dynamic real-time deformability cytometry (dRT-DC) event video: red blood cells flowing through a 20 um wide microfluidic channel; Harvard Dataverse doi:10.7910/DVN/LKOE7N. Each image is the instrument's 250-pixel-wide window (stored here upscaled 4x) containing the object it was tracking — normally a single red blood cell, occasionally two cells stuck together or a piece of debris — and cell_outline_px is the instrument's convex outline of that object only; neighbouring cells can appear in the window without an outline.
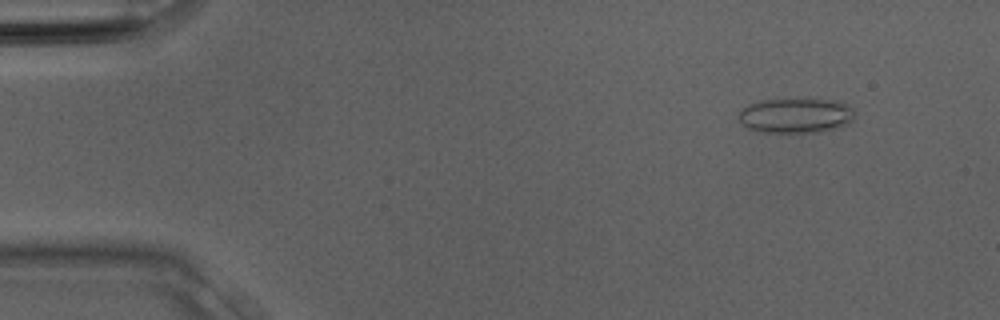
{"species": "Egyptian fruit bat (a non-hibernating species)", "species_latin": "Rousettus aegyptiacus", "temperature_condition": "room temperature", "stored_images_in_passage": 3, "camera_frame_rate_fps": 3000, "um_per_image_px": 0.085, "animal": {"sex": "male"}, "frame": {"image": 1, "passage_image": 3, "time_ms": 0.667, "image_size_px": [1000, 320], "cell_outline_px": [[852, 120], [848, 124], [836, 128], [816, 132], [760, 132], [748, 128], [740, 120], [740, 112], [748, 104], [764, 100], [804, 96], [836, 100], [852, 108]], "centroid_in_image_um": [67.66, 9.77], "position_along_channel_um": 17.3, "area_um2": 24.04}}